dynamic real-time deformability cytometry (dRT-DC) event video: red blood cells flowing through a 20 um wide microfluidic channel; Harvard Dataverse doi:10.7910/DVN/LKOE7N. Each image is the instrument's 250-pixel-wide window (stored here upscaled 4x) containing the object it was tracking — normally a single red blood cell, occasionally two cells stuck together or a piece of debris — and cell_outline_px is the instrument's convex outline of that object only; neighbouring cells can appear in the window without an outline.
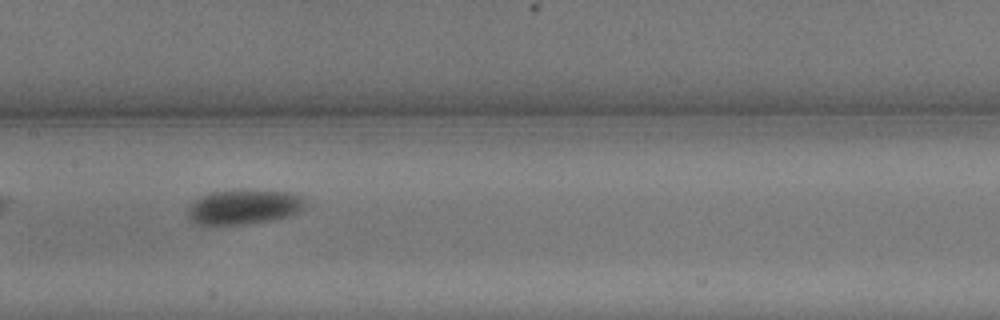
{"species": "common noctule bat (a hibernating species)", "species_latin": "Nyctalus noctula", "temperature_condition": "warm", "stored_images_in_passage": 15, "camera_frame_rate_fps": 3000, "um_per_image_px": 0.085, "animal": {"sex": "male", "body_mass_g": 13.3}, "frame": {"image": 1, "passage_image": 9, "time_ms": 2.667, "image_size_px": [1000, 320], "cell_outline_px": [[308, 200], [296, 212], [288, 216], [272, 220], [244, 224], [200, 224], [192, 220], [188, 216], [188, 208], [200, 196], [208, 192], [232, 188], [244, 188], [288, 192], [304, 196]], "centroid_in_image_um": [20.74, 17.53], "position_along_channel_um": 186.7, "area_um2": 24.16}}
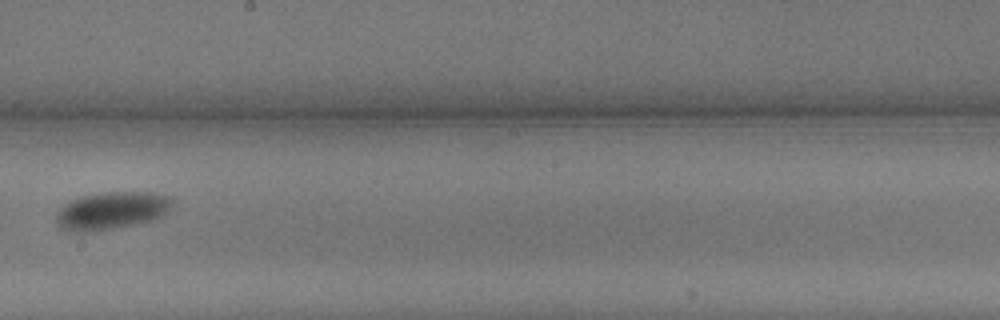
{"frame": {"image": 2, "passage_image": 11, "time_ms": 3.333, "image_size_px": [1000, 320], "cell_outline_px": [[176, 200], [164, 216], [152, 220], [136, 224], [92, 232], [68, 232], [60, 228], [56, 220], [56, 216], [60, 208], [64, 204], [80, 196], [100, 192], [152, 192], [168, 196]], "centroid_in_image_um": [9.5, 17.9], "position_along_channel_um": 238.7, "area_um2": 25.84}}
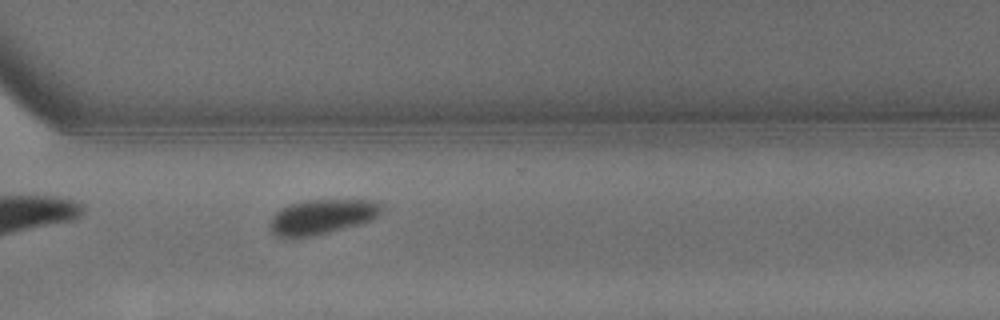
{"frame": {"image": 3, "passage_image": 15, "time_ms": 4.667, "image_size_px": [1000, 320], "cell_outline_px": [[384, 208], [372, 220], [360, 224], [312, 236], [284, 240], [276, 236], [268, 228], [268, 224], [272, 216], [280, 208], [304, 200], [372, 200], [380, 204]], "centroid_in_image_um": [27.29, 18.45], "position_along_channel_um": 343.3, "area_um2": 23.0}}